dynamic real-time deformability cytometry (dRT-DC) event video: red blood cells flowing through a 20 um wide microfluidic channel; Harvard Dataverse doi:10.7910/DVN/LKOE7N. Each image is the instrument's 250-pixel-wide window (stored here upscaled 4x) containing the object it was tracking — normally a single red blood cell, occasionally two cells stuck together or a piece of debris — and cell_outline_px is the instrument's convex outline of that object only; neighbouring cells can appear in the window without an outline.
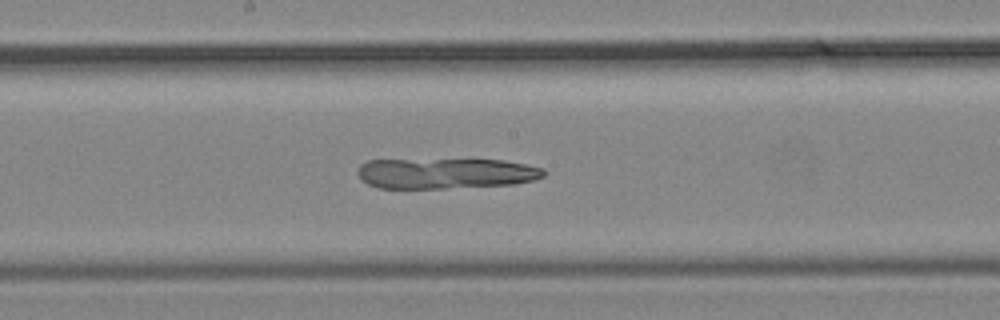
{"species": "common noctule bat (a hibernating species)", "species_latin": "Nyctalus noctula", "temperature_condition": "cold", "stored_images_in_passage": 45, "camera_frame_rate_fps": 3000, "um_per_image_px": 0.085, "animal": {"sex": "male", "body_mass_g": 19.2, "forearm_length_mm": 51.8}, "frame": {"image": 1, "passage_image": 23, "time_ms": 7.333, "image_size_px": [1000, 320], "cell_outline_px": [[544, 176], [532, 180], [516, 184], [444, 188], [376, 188], [360, 180], [356, 172], [360, 164], [368, 160], [504, 160], [544, 168]], "centroid_in_image_um": [37.83, 14.74], "position_along_channel_um": 210.4, "area_um2": 33.12}}